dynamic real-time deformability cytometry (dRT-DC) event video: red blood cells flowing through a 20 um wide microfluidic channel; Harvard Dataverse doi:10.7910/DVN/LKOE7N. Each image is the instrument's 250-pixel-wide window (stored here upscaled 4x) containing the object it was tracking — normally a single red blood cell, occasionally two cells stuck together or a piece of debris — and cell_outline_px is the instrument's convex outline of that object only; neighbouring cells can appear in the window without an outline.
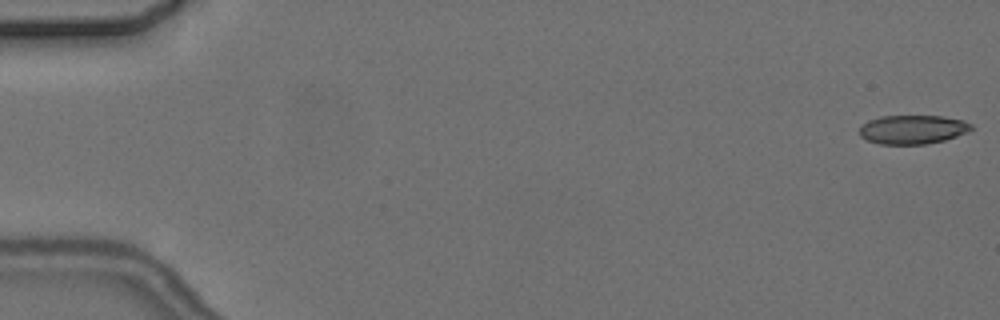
{"species": "common noctule bat (a hibernating species)", "species_latin": "Nyctalus noctula", "temperature_condition": "cold", "stored_images_in_passage": 5, "camera_frame_rate_fps": 3000, "um_per_image_px": 0.085, "animal": {"sex": "female", "body_mass_g": 24.6, "forearm_length_mm": 56.2}, "frame": {"image": 1, "passage_image": 1, "time_ms": 0.0, "image_size_px": [1000, 320], "cell_outline_px": [[972, 128], [968, 132], [944, 140], [924, 144], [880, 144], [868, 140], [860, 136], [860, 128], [868, 120], [880, 116], [944, 116], [964, 120], [972, 124]], "centroid_in_image_um": [77.59, 11.0], "position_along_channel_um": 7.4, "area_um2": 18.79}}